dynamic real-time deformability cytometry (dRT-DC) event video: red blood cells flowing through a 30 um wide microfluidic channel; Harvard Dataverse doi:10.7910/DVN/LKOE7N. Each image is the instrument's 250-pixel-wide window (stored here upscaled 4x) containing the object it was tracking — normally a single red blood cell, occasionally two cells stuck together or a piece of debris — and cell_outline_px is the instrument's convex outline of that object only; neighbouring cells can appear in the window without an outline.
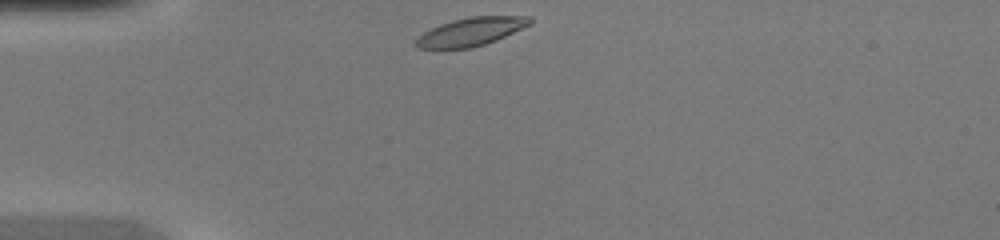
{"species": "common noctule bat (a hibernating species)", "species_latin": "Nyctalus noctula", "temperature_condition": "warm", "stored_images_in_passage": 29, "camera_frame_rate_fps": 3000, "um_per_image_px": 0.085, "animal": {"sex": "female", "body_mass_g": 20.0, "forearm_length_mm": 54.0}, "frame": {"image": 1, "passage_image": 1, "time_ms": 0.0, "image_size_px": [1000, 240], "cell_outline_px": [[532, 24], [496, 40], [472, 48], [416, 48], [412, 44], [424, 32], [440, 24], [452, 20], [468, 16], [532, 16]], "centroid_in_image_um": [40.04, 2.68], "position_along_channel_um": 45.0, "area_um2": 18.79}}
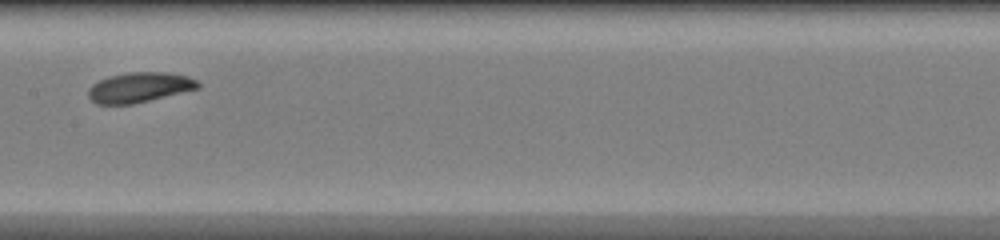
{"frame": {"image": 2, "passage_image": 13, "time_ms": 4.0, "image_size_px": [1000, 240], "cell_outline_px": [[200, 88], [132, 104], [96, 104], [88, 96], [88, 88], [92, 84], [108, 76], [128, 72], [168, 72], [188, 76], [196, 80], [200, 84]], "centroid_in_image_um": [11.84, 7.42], "position_along_channel_um": 195.6, "area_um2": 19.19}}
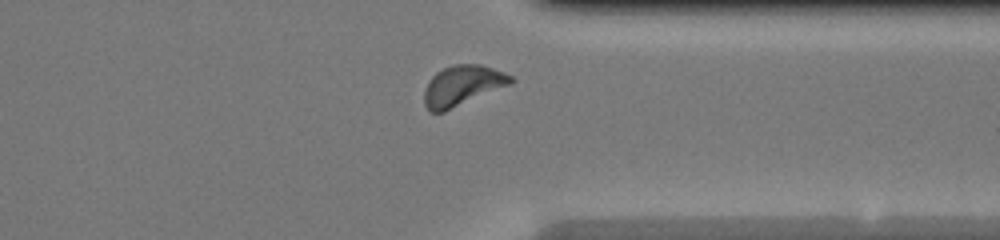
{"frame": {"image": 3, "passage_image": 25, "time_ms": 8.0, "image_size_px": [1000, 240], "cell_outline_px": [[516, 80], [512, 84], [444, 112], [428, 112], [424, 104], [424, 88], [428, 80], [436, 72], [452, 64], [480, 64], [504, 72], [512, 76]], "centroid_in_image_um": [39.3, 7.28], "position_along_channel_um": 372.1, "area_um2": 20.63}}